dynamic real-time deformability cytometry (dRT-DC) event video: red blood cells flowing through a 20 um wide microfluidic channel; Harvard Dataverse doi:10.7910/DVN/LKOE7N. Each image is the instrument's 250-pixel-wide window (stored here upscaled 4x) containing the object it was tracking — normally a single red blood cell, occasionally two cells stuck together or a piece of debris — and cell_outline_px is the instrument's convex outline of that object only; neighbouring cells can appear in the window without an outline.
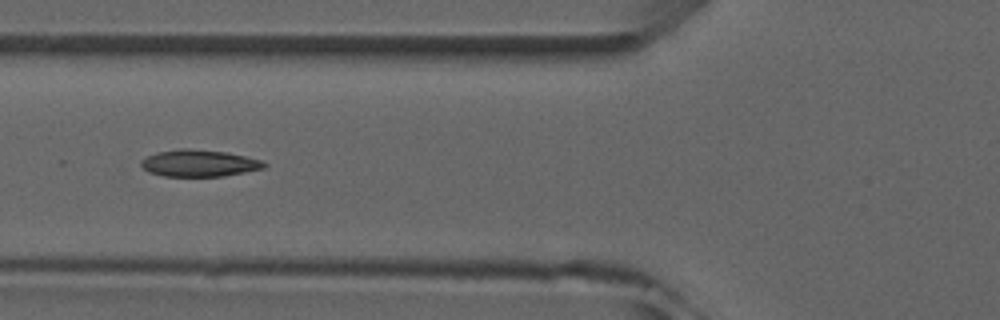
{"species": "common noctule bat (a hibernating species)", "species_latin": "Nyctalus noctula", "temperature_condition": "room temperature", "stored_images_in_passage": 6, "camera_frame_rate_fps": 3000, "um_per_image_px": 0.085, "animal": {"sex": "male", "forearm_length_mm": 52.5}, "frame": {"image": 1, "passage_image": 6, "time_ms": 5.667, "image_size_px": [1000, 320], "cell_outline_px": [[268, 164], [264, 168], [224, 176], [164, 176], [148, 172], [140, 164], [140, 160], [156, 152], [180, 148], [188, 148], [228, 152], [260, 160]], "centroid_in_image_um": [16.9, 13.86], "position_along_channel_um": 108.9, "area_um2": 19.25}}